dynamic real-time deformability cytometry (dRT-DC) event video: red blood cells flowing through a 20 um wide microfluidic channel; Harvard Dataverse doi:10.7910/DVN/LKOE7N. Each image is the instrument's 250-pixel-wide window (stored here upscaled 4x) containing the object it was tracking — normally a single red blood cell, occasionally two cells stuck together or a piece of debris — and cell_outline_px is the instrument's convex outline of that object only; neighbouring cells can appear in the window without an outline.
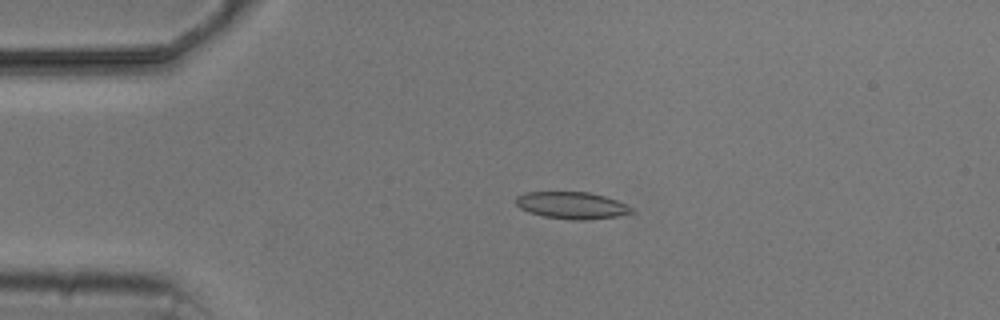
{"species": "common noctule bat (a hibernating species)", "species_latin": "Nyctalus noctula", "temperature_condition": "cold", "stored_images_in_passage": 4, "camera_frame_rate_fps": 3000, "um_per_image_px": 0.085, "animal": {"sex": "male", "body_mass_g": 20.5, "forearm_length_mm": 52.5}, "frame": {"image": 1, "passage_image": 3, "time_ms": 3.0, "image_size_px": [1000, 320], "cell_outline_px": [[636, 212], [616, 216], [588, 220], [572, 220], [544, 216], [528, 212], [520, 208], [516, 204], [516, 196], [524, 192], [588, 192], [604, 196], [616, 200], [632, 208]], "centroid_in_image_um": [48.58, 17.45], "position_along_channel_um": 36.4, "area_um2": 18.15}}